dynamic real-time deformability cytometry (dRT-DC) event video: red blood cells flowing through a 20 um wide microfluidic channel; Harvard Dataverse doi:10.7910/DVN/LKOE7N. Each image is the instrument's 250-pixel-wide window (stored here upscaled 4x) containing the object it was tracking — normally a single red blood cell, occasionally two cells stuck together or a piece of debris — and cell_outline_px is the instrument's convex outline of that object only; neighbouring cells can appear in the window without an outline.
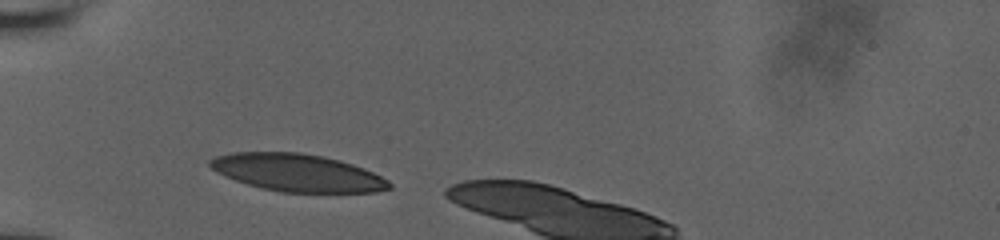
{"species": "human", "species_latin": "Homo sapiens", "temperature_condition": "room temperature", "stored_images_in_passage": 4, "camera_frame_rate_fps": 3000, "um_per_image_px": 0.085, "donor": {"sex": "male"}, "frame": {"image": 1, "passage_image": 1, "time_ms": 0.0, "image_size_px": [1000, 240], "cell_outline_px": [[392, 188], [376, 192], [280, 192], [260, 188], [224, 176], [216, 172], [208, 164], [208, 160], [216, 156], [232, 152], [300, 152], [340, 160], [364, 168], [388, 180], [392, 184]], "centroid_in_image_um": [25.26, 14.68], "position_along_channel_um": 59.7, "area_um2": 39.13}}
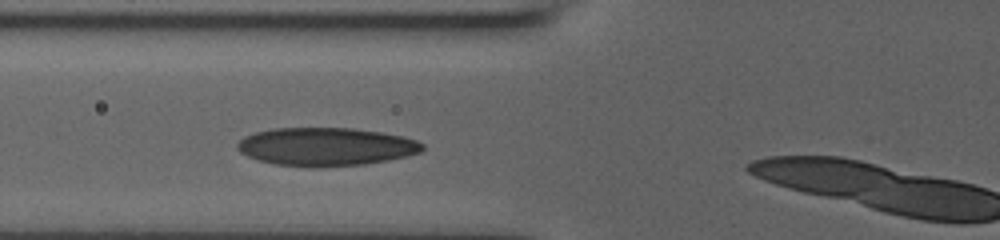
{"frame": {"image": 2, "passage_image": 3, "time_ms": 1.333, "image_size_px": [1000, 240], "cell_outline_px": [[424, 148], [420, 152], [408, 156], [388, 160], [364, 164], [316, 168], [312, 168], [276, 164], [260, 160], [248, 156], [240, 152], [236, 148], [236, 144], [244, 136], [256, 132], [272, 128], [352, 128], [380, 132], [400, 136], [416, 140], [424, 144]], "centroid_in_image_um": [27.69, 12.47], "position_along_channel_um": 98.1, "area_um2": 41.33}}